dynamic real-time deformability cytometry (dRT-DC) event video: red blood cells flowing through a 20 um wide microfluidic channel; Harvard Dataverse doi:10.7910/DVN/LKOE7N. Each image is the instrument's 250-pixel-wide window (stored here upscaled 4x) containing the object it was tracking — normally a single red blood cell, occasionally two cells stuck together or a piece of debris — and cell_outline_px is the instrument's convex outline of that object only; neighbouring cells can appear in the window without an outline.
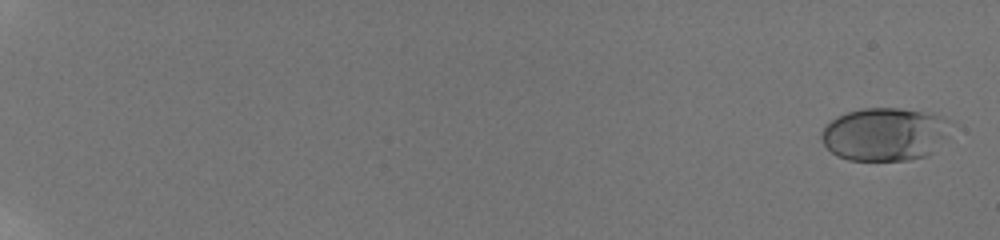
{"species": "human", "species_latin": "Homo sapiens", "temperature_condition": "room temperature", "stored_images_in_passage": 44, "camera_frame_rate_fps": 3000, "um_per_image_px": 0.085, "donor": {"sex": "male"}, "frame": {"image": 1, "passage_image": 2, "time_ms": 0.333, "image_size_px": [1000, 240], "cell_outline_px": [[956, 124], [948, 136], [928, 156], [908, 160], [848, 160], [836, 156], [820, 140], [820, 132], [824, 124], [836, 116], [860, 108], [900, 108], [944, 116]], "centroid_in_image_um": [75.23, 11.4], "position_along_channel_um": 9.8, "area_um2": 40.86}}
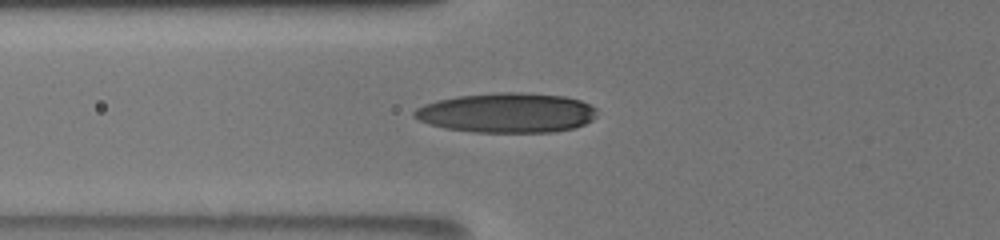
{"frame": {"image": 2, "passage_image": 27, "time_ms": 8.667, "image_size_px": [1000, 240], "cell_outline_px": [[596, 116], [592, 120], [584, 124], [572, 128], [552, 132], [472, 132], [444, 128], [428, 124], [412, 116], [412, 112], [416, 108], [424, 104], [436, 100], [456, 96], [496, 92], [520, 92], [564, 96], [580, 100], [596, 108]], "centroid_in_image_um": [43.04, 9.58], "position_along_channel_um": 82.8, "area_um2": 42.54}}
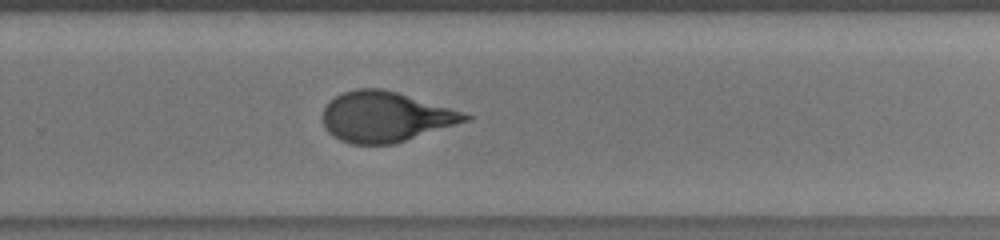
{"frame": {"image": 3, "passage_image": 44, "time_ms": 14.333, "image_size_px": [1000, 240], "cell_outline_px": [[472, 120], [396, 144], [352, 144], [340, 140], [332, 136], [328, 132], [324, 124], [324, 108], [336, 96], [344, 92], [356, 88], [380, 88], [396, 92], [448, 108], [472, 116]], "centroid_in_image_um": [32.77, 9.95], "position_along_channel_um": 297.0, "area_um2": 41.38}}